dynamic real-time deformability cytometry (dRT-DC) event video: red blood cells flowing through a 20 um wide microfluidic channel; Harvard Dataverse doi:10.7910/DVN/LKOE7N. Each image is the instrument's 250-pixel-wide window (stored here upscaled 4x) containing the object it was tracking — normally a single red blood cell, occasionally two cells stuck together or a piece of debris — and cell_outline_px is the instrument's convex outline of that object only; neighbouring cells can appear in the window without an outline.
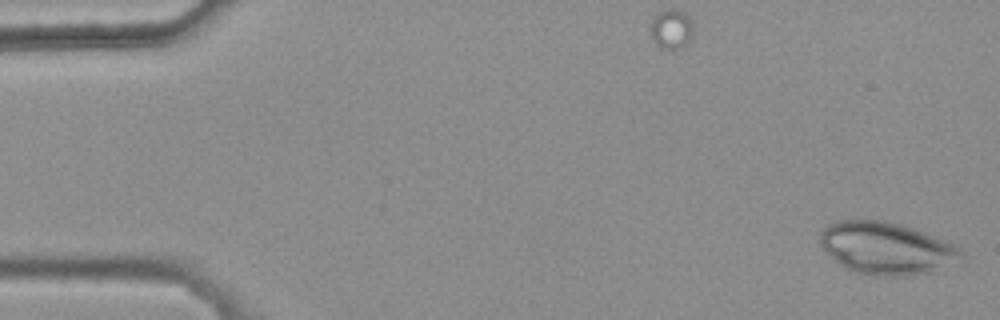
{"species": "common noctule bat (a hibernating species)", "species_latin": "Nyctalus noctula", "temperature_condition": "warm", "stored_images_in_passage": 4, "camera_frame_rate_fps": 3000, "um_per_image_px": 0.085, "animal": {"sex": "female", "body_mass_g": 25.1}, "frame": {"image": 1, "passage_image": 1, "time_ms": 0.0, "image_size_px": [1000, 320], "cell_outline_px": [[968, 256], [936, 272], [904, 276], [872, 276], [856, 272], [840, 264], [820, 244], [820, 232], [828, 224], [836, 220], [884, 220], [900, 224], [912, 228], [956, 244]], "centroid_in_image_um": [75.42, 21.11], "position_along_channel_um": 9.6, "area_um2": 43.29}}